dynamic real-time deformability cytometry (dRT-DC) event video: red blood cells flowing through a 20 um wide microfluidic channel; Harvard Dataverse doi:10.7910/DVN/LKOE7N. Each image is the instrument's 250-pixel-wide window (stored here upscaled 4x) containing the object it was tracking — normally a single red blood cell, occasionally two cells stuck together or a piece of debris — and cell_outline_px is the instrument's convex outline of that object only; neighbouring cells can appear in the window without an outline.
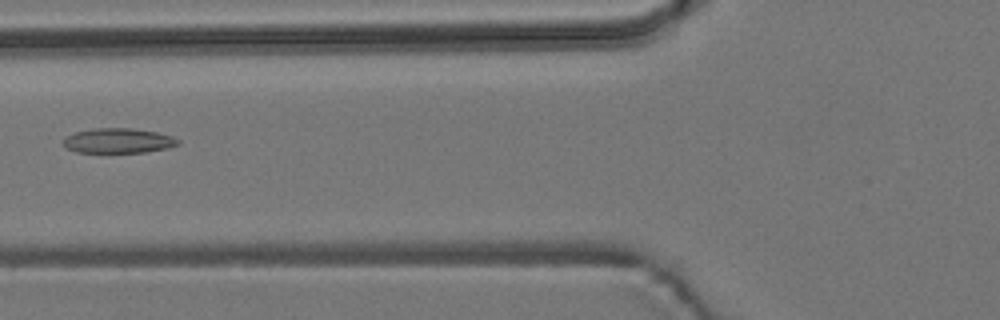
{"species": "common noctule bat (a hibernating species)", "species_latin": "Nyctalus noctula", "temperature_condition": "room temperature", "stored_images_in_passage": 2, "camera_frame_rate_fps": 3000, "um_per_image_px": 0.085, "animal": {"sex": "male", "body_mass_g": 19.2, "forearm_length_mm": 51.8}, "frame": {"image": 1, "passage_image": 2, "time_ms": 1.333, "image_size_px": [1000, 320], "cell_outline_px": [[180, 144], [168, 148], [144, 152], [76, 152], [68, 148], [64, 144], [64, 136], [76, 132], [92, 128], [132, 128], [156, 132], [172, 136], [180, 140]], "centroid_in_image_um": [10.07, 11.95], "position_along_channel_um": 115.7, "area_um2": 16.59}}